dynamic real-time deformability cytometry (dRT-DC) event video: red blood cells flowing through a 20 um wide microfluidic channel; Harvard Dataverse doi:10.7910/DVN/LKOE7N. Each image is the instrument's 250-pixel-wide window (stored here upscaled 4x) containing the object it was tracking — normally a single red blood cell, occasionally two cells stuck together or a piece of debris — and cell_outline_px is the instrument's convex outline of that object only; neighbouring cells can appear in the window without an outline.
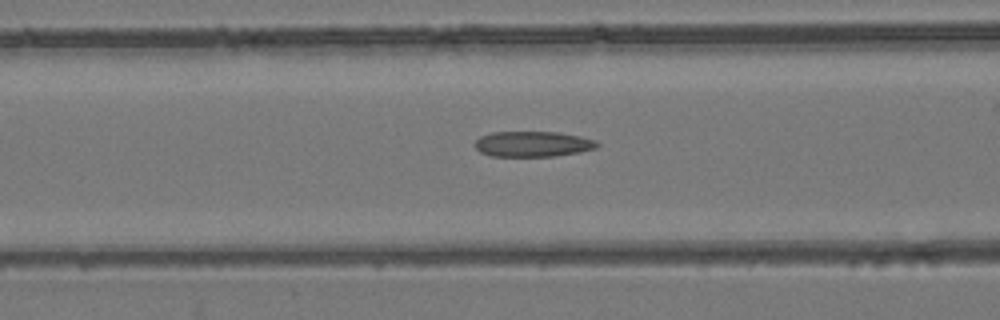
{"species": "common noctule bat (a hibernating species)", "species_latin": "Nyctalus noctula", "temperature_condition": "room temperature", "stored_images_in_passage": 53, "camera_frame_rate_fps": 3000, "um_per_image_px": 0.085, "animal": {"sex": "female", "body_mass_g": 24.6, "forearm_length_mm": 56.2}, "frame": {"image": 1, "passage_image": 22, "time_ms": 7.0, "image_size_px": [1000, 320], "cell_outline_px": [[600, 144], [596, 148], [580, 152], [556, 156], [492, 156], [480, 152], [476, 148], [476, 140], [480, 136], [492, 132], [556, 132], [580, 136], [596, 140]], "centroid_in_image_um": [45.31, 12.24], "position_along_channel_um": 121.3, "area_um2": 18.15}}
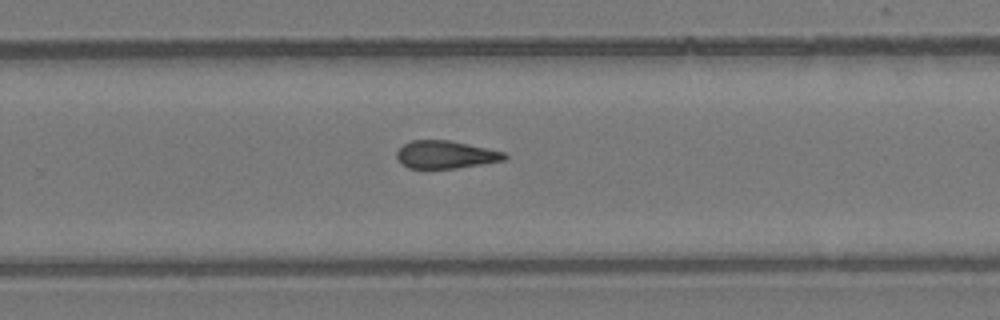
{"frame": {"image": 2, "passage_image": 35, "time_ms": 11.333, "image_size_px": [1000, 320], "cell_outline_px": [[508, 156], [504, 160], [456, 168], [408, 168], [400, 164], [396, 156], [396, 152], [404, 144], [412, 140], [448, 140], [468, 144], [504, 152]], "centroid_in_image_um": [37.83, 13.14], "position_along_channel_um": 292.0, "area_um2": 17.28}}
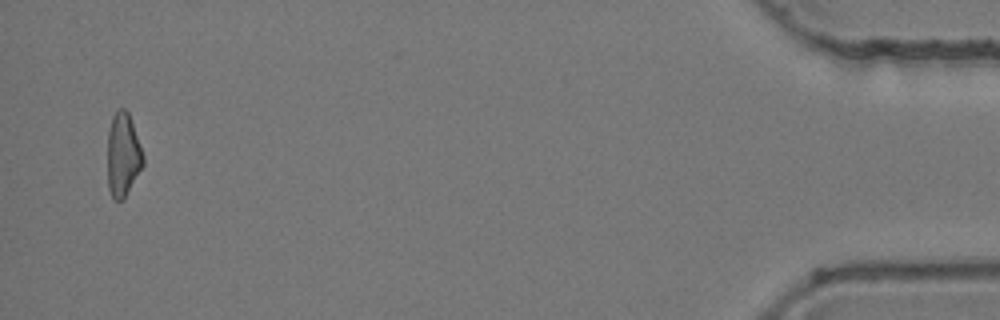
{"frame": {"image": 3, "passage_image": 52, "time_ms": 17.0, "image_size_px": [1000, 320], "cell_outline_px": [[144, 164], [124, 196], [120, 200], [112, 200], [108, 188], [108, 132], [112, 116], [120, 108], [124, 108], [128, 112], [144, 156]], "centroid_in_image_um": [10.44, 13.15], "position_along_channel_um": 424.8, "area_um2": 17.05}, "authors_computed_cell_mechanics": {"area_um2": 18.5538, "velocity_mm_per_s": 3.9462, "shape_relaxation_time_tau1_ms": null, "shape_relaxation_time_tau2_ms": 6.0005, "deformation_change_tau1": null, "deformation_change_tau2": 0.1665}}